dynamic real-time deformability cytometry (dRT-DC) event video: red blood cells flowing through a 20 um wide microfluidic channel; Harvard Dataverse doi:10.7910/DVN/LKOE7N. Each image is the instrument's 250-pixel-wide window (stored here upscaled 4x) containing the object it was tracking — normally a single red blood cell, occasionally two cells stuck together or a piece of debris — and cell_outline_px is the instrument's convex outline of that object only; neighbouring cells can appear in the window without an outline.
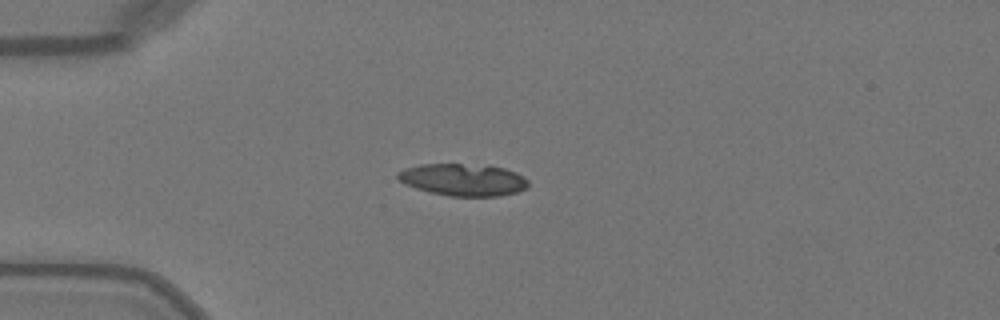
{"species": "Egyptian fruit bat (a non-hibernating species)", "species_latin": "Rousettus aegyptiacus", "temperature_condition": "warm", "stored_images_in_passage": 31, "camera_frame_rate_fps": 3000, "um_per_image_px": 0.085, "animal": {"sex": "female"}, "frame": {"image": 1, "passage_image": 1, "time_ms": 0.0, "image_size_px": [1000, 320], "cell_outline_px": [[528, 184], [524, 188], [516, 192], [500, 196], [448, 196], [428, 192], [416, 188], [400, 180], [396, 176], [396, 172], [404, 168], [420, 164], [488, 164], [504, 168], [516, 172], [524, 176], [528, 180]], "centroid_in_image_um": [39.37, 15.26], "position_along_channel_um": 45.6, "area_um2": 24.62}}
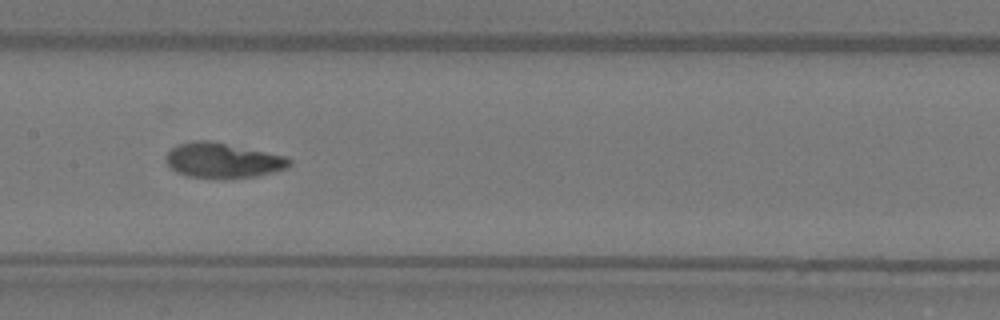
{"frame": {"image": 2, "passage_image": 13, "time_ms": 4.0, "image_size_px": [1000, 320], "cell_outline_px": [[292, 164], [288, 168], [256, 176], [188, 176], [176, 172], [164, 160], [168, 152], [172, 148], [180, 144], [196, 140], [212, 140], [288, 156], [292, 160]], "centroid_in_image_um": [18.99, 13.59], "position_along_channel_um": 188.4, "area_um2": 24.8}}
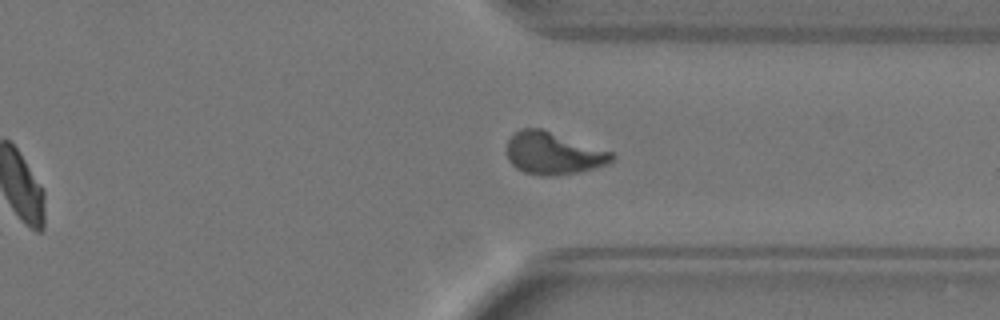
{"frame": {"image": 3, "passage_image": 26, "time_ms": 8.333, "image_size_px": [1000, 320], "cell_outline_px": [[616, 156], [608, 164], [596, 168], [576, 172], [552, 176], [540, 176], [524, 172], [516, 168], [508, 160], [504, 148], [508, 140], [520, 128], [540, 128], [612, 152]], "centroid_in_image_um": [46.99, 13.04], "position_along_channel_um": 364.4, "area_um2": 25.95}, "authors_computed_cell_mechanics": {"area_um2": 25.143, "velocity_mm_per_s": 4.077, "shape_relaxation_time_tau1_ms": 7.9071, "shape_relaxation_time_tau2_ms": 1.6843, "deformation_change_tau1": 0.2431, "deformation_change_tau2": 0.0643}}